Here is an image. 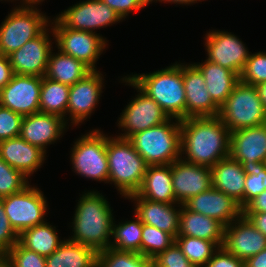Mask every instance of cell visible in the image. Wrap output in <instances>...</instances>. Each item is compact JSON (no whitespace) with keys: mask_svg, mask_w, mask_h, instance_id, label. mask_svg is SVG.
<instances>
[{"mask_svg":"<svg viewBox=\"0 0 266 267\" xmlns=\"http://www.w3.org/2000/svg\"><path fill=\"white\" fill-rule=\"evenodd\" d=\"M45 198L39 188L30 184L18 193L1 198L10 225L18 235L45 222L48 206Z\"/></svg>","mask_w":266,"mask_h":267,"instance_id":"obj_11","label":"cell"},{"mask_svg":"<svg viewBox=\"0 0 266 267\" xmlns=\"http://www.w3.org/2000/svg\"><path fill=\"white\" fill-rule=\"evenodd\" d=\"M152 1L153 2H157V1H159V2H170V3H174V4H184V5H191L192 3H195V2H197V1H201V0H148V2H149V4H150V2L152 3Z\"/></svg>","mask_w":266,"mask_h":267,"instance_id":"obj_51","label":"cell"},{"mask_svg":"<svg viewBox=\"0 0 266 267\" xmlns=\"http://www.w3.org/2000/svg\"><path fill=\"white\" fill-rule=\"evenodd\" d=\"M122 81L134 87L138 93L126 108L122 111L118 122L119 128L124 133L117 137L129 139L133 134L144 131L148 128L158 126L170 119L167 113L159 104L144 93L128 75L121 78Z\"/></svg>","mask_w":266,"mask_h":267,"instance_id":"obj_10","label":"cell"},{"mask_svg":"<svg viewBox=\"0 0 266 267\" xmlns=\"http://www.w3.org/2000/svg\"><path fill=\"white\" fill-rule=\"evenodd\" d=\"M113 210L106 198L97 191H88L78 200L74 220L72 242L90 246L97 252L110 247L112 242Z\"/></svg>","mask_w":266,"mask_h":267,"instance_id":"obj_2","label":"cell"},{"mask_svg":"<svg viewBox=\"0 0 266 267\" xmlns=\"http://www.w3.org/2000/svg\"><path fill=\"white\" fill-rule=\"evenodd\" d=\"M245 267H266V248L245 261Z\"/></svg>","mask_w":266,"mask_h":267,"instance_id":"obj_49","label":"cell"},{"mask_svg":"<svg viewBox=\"0 0 266 267\" xmlns=\"http://www.w3.org/2000/svg\"><path fill=\"white\" fill-rule=\"evenodd\" d=\"M37 4L39 2H23L6 16L0 25V55L8 57L27 41L39 36L48 24L52 25L49 22L51 18L34 6Z\"/></svg>","mask_w":266,"mask_h":267,"instance_id":"obj_6","label":"cell"},{"mask_svg":"<svg viewBox=\"0 0 266 267\" xmlns=\"http://www.w3.org/2000/svg\"><path fill=\"white\" fill-rule=\"evenodd\" d=\"M127 199L135 201L134 214L143 224L154 226L171 234L174 238L177 237L182 204L147 200L139 197L136 193L129 195ZM173 205L179 208H175Z\"/></svg>","mask_w":266,"mask_h":267,"instance_id":"obj_23","label":"cell"},{"mask_svg":"<svg viewBox=\"0 0 266 267\" xmlns=\"http://www.w3.org/2000/svg\"><path fill=\"white\" fill-rule=\"evenodd\" d=\"M136 218V219H135ZM132 221L112 223V240L110 247L120 251L138 252L141 254L143 223L135 215Z\"/></svg>","mask_w":266,"mask_h":267,"instance_id":"obj_33","label":"cell"},{"mask_svg":"<svg viewBox=\"0 0 266 267\" xmlns=\"http://www.w3.org/2000/svg\"><path fill=\"white\" fill-rule=\"evenodd\" d=\"M180 127L183 161L211 168L229 157L231 132L218 116L181 119Z\"/></svg>","mask_w":266,"mask_h":267,"instance_id":"obj_1","label":"cell"},{"mask_svg":"<svg viewBox=\"0 0 266 267\" xmlns=\"http://www.w3.org/2000/svg\"><path fill=\"white\" fill-rule=\"evenodd\" d=\"M103 77L99 70H92L70 86L66 115L69 114L72 125H78L91 116L102 96Z\"/></svg>","mask_w":266,"mask_h":267,"instance_id":"obj_17","label":"cell"},{"mask_svg":"<svg viewBox=\"0 0 266 267\" xmlns=\"http://www.w3.org/2000/svg\"><path fill=\"white\" fill-rule=\"evenodd\" d=\"M45 156L46 152L20 136L0 142V157L27 178L43 165Z\"/></svg>","mask_w":266,"mask_h":267,"instance_id":"obj_24","label":"cell"},{"mask_svg":"<svg viewBox=\"0 0 266 267\" xmlns=\"http://www.w3.org/2000/svg\"><path fill=\"white\" fill-rule=\"evenodd\" d=\"M44 0H22V2H43Z\"/></svg>","mask_w":266,"mask_h":267,"instance_id":"obj_53","label":"cell"},{"mask_svg":"<svg viewBox=\"0 0 266 267\" xmlns=\"http://www.w3.org/2000/svg\"><path fill=\"white\" fill-rule=\"evenodd\" d=\"M243 213H266V190L252 199L243 208Z\"/></svg>","mask_w":266,"mask_h":267,"instance_id":"obj_46","label":"cell"},{"mask_svg":"<svg viewBox=\"0 0 266 267\" xmlns=\"http://www.w3.org/2000/svg\"><path fill=\"white\" fill-rule=\"evenodd\" d=\"M175 243L186 258L197 267H204L219 249V246L214 241L189 236H177Z\"/></svg>","mask_w":266,"mask_h":267,"instance_id":"obj_34","label":"cell"},{"mask_svg":"<svg viewBox=\"0 0 266 267\" xmlns=\"http://www.w3.org/2000/svg\"><path fill=\"white\" fill-rule=\"evenodd\" d=\"M152 264L156 267H197L186 258L175 242L163 252L158 253L152 259Z\"/></svg>","mask_w":266,"mask_h":267,"instance_id":"obj_41","label":"cell"},{"mask_svg":"<svg viewBox=\"0 0 266 267\" xmlns=\"http://www.w3.org/2000/svg\"><path fill=\"white\" fill-rule=\"evenodd\" d=\"M144 93L156 101L170 118H186V96L181 64L149 74L128 76Z\"/></svg>","mask_w":266,"mask_h":267,"instance_id":"obj_3","label":"cell"},{"mask_svg":"<svg viewBox=\"0 0 266 267\" xmlns=\"http://www.w3.org/2000/svg\"><path fill=\"white\" fill-rule=\"evenodd\" d=\"M218 117L230 132L266 123V109L257 87L239 81L220 106Z\"/></svg>","mask_w":266,"mask_h":267,"instance_id":"obj_7","label":"cell"},{"mask_svg":"<svg viewBox=\"0 0 266 267\" xmlns=\"http://www.w3.org/2000/svg\"><path fill=\"white\" fill-rule=\"evenodd\" d=\"M212 187L232 197L244 208V188L247 170L230 156L210 168Z\"/></svg>","mask_w":266,"mask_h":267,"instance_id":"obj_25","label":"cell"},{"mask_svg":"<svg viewBox=\"0 0 266 267\" xmlns=\"http://www.w3.org/2000/svg\"><path fill=\"white\" fill-rule=\"evenodd\" d=\"M74 143L70 161L75 172L85 178L109 183L107 135L94 129Z\"/></svg>","mask_w":266,"mask_h":267,"instance_id":"obj_8","label":"cell"},{"mask_svg":"<svg viewBox=\"0 0 266 267\" xmlns=\"http://www.w3.org/2000/svg\"><path fill=\"white\" fill-rule=\"evenodd\" d=\"M23 116L0 106V142L18 137Z\"/></svg>","mask_w":266,"mask_h":267,"instance_id":"obj_42","label":"cell"},{"mask_svg":"<svg viewBox=\"0 0 266 267\" xmlns=\"http://www.w3.org/2000/svg\"><path fill=\"white\" fill-rule=\"evenodd\" d=\"M136 194L147 200L178 203L173 191L171 164L148 166L142 185Z\"/></svg>","mask_w":266,"mask_h":267,"instance_id":"obj_28","label":"cell"},{"mask_svg":"<svg viewBox=\"0 0 266 267\" xmlns=\"http://www.w3.org/2000/svg\"><path fill=\"white\" fill-rule=\"evenodd\" d=\"M181 70L186 96V118L218 116L220 107L210 97L202 73L193 64L181 63Z\"/></svg>","mask_w":266,"mask_h":267,"instance_id":"obj_20","label":"cell"},{"mask_svg":"<svg viewBox=\"0 0 266 267\" xmlns=\"http://www.w3.org/2000/svg\"><path fill=\"white\" fill-rule=\"evenodd\" d=\"M256 87L259 92V96L262 101V104L264 105L266 109V81L258 84Z\"/></svg>","mask_w":266,"mask_h":267,"instance_id":"obj_50","label":"cell"},{"mask_svg":"<svg viewBox=\"0 0 266 267\" xmlns=\"http://www.w3.org/2000/svg\"><path fill=\"white\" fill-rule=\"evenodd\" d=\"M111 9H113L122 19H125L128 14L141 10L146 7L148 0H101Z\"/></svg>","mask_w":266,"mask_h":267,"instance_id":"obj_44","label":"cell"},{"mask_svg":"<svg viewBox=\"0 0 266 267\" xmlns=\"http://www.w3.org/2000/svg\"><path fill=\"white\" fill-rule=\"evenodd\" d=\"M107 159L109 182L127 198L141 187L148 165L128 139L108 137Z\"/></svg>","mask_w":266,"mask_h":267,"instance_id":"obj_5","label":"cell"},{"mask_svg":"<svg viewBox=\"0 0 266 267\" xmlns=\"http://www.w3.org/2000/svg\"><path fill=\"white\" fill-rule=\"evenodd\" d=\"M14 267H46V257L17 242L5 255Z\"/></svg>","mask_w":266,"mask_h":267,"instance_id":"obj_39","label":"cell"},{"mask_svg":"<svg viewBox=\"0 0 266 267\" xmlns=\"http://www.w3.org/2000/svg\"><path fill=\"white\" fill-rule=\"evenodd\" d=\"M240 81L257 86L266 81V52L250 53L241 74Z\"/></svg>","mask_w":266,"mask_h":267,"instance_id":"obj_38","label":"cell"},{"mask_svg":"<svg viewBox=\"0 0 266 267\" xmlns=\"http://www.w3.org/2000/svg\"><path fill=\"white\" fill-rule=\"evenodd\" d=\"M69 29L94 32L123 20L101 0H86L69 7L56 16Z\"/></svg>","mask_w":266,"mask_h":267,"instance_id":"obj_12","label":"cell"},{"mask_svg":"<svg viewBox=\"0 0 266 267\" xmlns=\"http://www.w3.org/2000/svg\"><path fill=\"white\" fill-rule=\"evenodd\" d=\"M221 247L246 261L266 248V237L242 214L225 226Z\"/></svg>","mask_w":266,"mask_h":267,"instance_id":"obj_18","label":"cell"},{"mask_svg":"<svg viewBox=\"0 0 266 267\" xmlns=\"http://www.w3.org/2000/svg\"><path fill=\"white\" fill-rule=\"evenodd\" d=\"M18 242V234L11 227L0 199V256H4Z\"/></svg>","mask_w":266,"mask_h":267,"instance_id":"obj_43","label":"cell"},{"mask_svg":"<svg viewBox=\"0 0 266 267\" xmlns=\"http://www.w3.org/2000/svg\"><path fill=\"white\" fill-rule=\"evenodd\" d=\"M264 190H266V165L248 169L244 188V207Z\"/></svg>","mask_w":266,"mask_h":267,"instance_id":"obj_40","label":"cell"},{"mask_svg":"<svg viewBox=\"0 0 266 267\" xmlns=\"http://www.w3.org/2000/svg\"><path fill=\"white\" fill-rule=\"evenodd\" d=\"M193 65L202 73L210 97L220 107L240 81L239 75L207 59Z\"/></svg>","mask_w":266,"mask_h":267,"instance_id":"obj_27","label":"cell"},{"mask_svg":"<svg viewBox=\"0 0 266 267\" xmlns=\"http://www.w3.org/2000/svg\"><path fill=\"white\" fill-rule=\"evenodd\" d=\"M27 185L28 178L0 157V199L22 191Z\"/></svg>","mask_w":266,"mask_h":267,"instance_id":"obj_37","label":"cell"},{"mask_svg":"<svg viewBox=\"0 0 266 267\" xmlns=\"http://www.w3.org/2000/svg\"><path fill=\"white\" fill-rule=\"evenodd\" d=\"M67 124L58 115L37 112L23 116L19 136L46 152V146L61 138Z\"/></svg>","mask_w":266,"mask_h":267,"instance_id":"obj_22","label":"cell"},{"mask_svg":"<svg viewBox=\"0 0 266 267\" xmlns=\"http://www.w3.org/2000/svg\"><path fill=\"white\" fill-rule=\"evenodd\" d=\"M175 242V238L158 228L143 224L141 238V254L153 259L158 253L163 252Z\"/></svg>","mask_w":266,"mask_h":267,"instance_id":"obj_36","label":"cell"},{"mask_svg":"<svg viewBox=\"0 0 266 267\" xmlns=\"http://www.w3.org/2000/svg\"><path fill=\"white\" fill-rule=\"evenodd\" d=\"M152 259L138 252L120 251L111 247L98 252L97 267H150Z\"/></svg>","mask_w":266,"mask_h":267,"instance_id":"obj_35","label":"cell"},{"mask_svg":"<svg viewBox=\"0 0 266 267\" xmlns=\"http://www.w3.org/2000/svg\"><path fill=\"white\" fill-rule=\"evenodd\" d=\"M55 226L45 221L22 231L18 242L25 248L35 251L43 257H48L64 241L59 239Z\"/></svg>","mask_w":266,"mask_h":267,"instance_id":"obj_31","label":"cell"},{"mask_svg":"<svg viewBox=\"0 0 266 267\" xmlns=\"http://www.w3.org/2000/svg\"><path fill=\"white\" fill-rule=\"evenodd\" d=\"M14 75V71L11 67L9 57L0 55V90L10 82Z\"/></svg>","mask_w":266,"mask_h":267,"instance_id":"obj_47","label":"cell"},{"mask_svg":"<svg viewBox=\"0 0 266 267\" xmlns=\"http://www.w3.org/2000/svg\"><path fill=\"white\" fill-rule=\"evenodd\" d=\"M53 39L62 53L81 61L91 70H97L95 64L103 53L107 40L100 34L66 28L57 18H53Z\"/></svg>","mask_w":266,"mask_h":267,"instance_id":"obj_9","label":"cell"},{"mask_svg":"<svg viewBox=\"0 0 266 267\" xmlns=\"http://www.w3.org/2000/svg\"><path fill=\"white\" fill-rule=\"evenodd\" d=\"M42 77L14 74L0 90V106L22 116L40 112Z\"/></svg>","mask_w":266,"mask_h":267,"instance_id":"obj_13","label":"cell"},{"mask_svg":"<svg viewBox=\"0 0 266 267\" xmlns=\"http://www.w3.org/2000/svg\"><path fill=\"white\" fill-rule=\"evenodd\" d=\"M175 200L185 204L191 197L212 187L210 167L191 164L181 158L171 164Z\"/></svg>","mask_w":266,"mask_h":267,"instance_id":"obj_19","label":"cell"},{"mask_svg":"<svg viewBox=\"0 0 266 267\" xmlns=\"http://www.w3.org/2000/svg\"><path fill=\"white\" fill-rule=\"evenodd\" d=\"M229 156L248 169L266 163V123L230 133Z\"/></svg>","mask_w":266,"mask_h":267,"instance_id":"obj_16","label":"cell"},{"mask_svg":"<svg viewBox=\"0 0 266 267\" xmlns=\"http://www.w3.org/2000/svg\"><path fill=\"white\" fill-rule=\"evenodd\" d=\"M225 226L218 220L189 210L182 204L177 236H189L223 244Z\"/></svg>","mask_w":266,"mask_h":267,"instance_id":"obj_26","label":"cell"},{"mask_svg":"<svg viewBox=\"0 0 266 267\" xmlns=\"http://www.w3.org/2000/svg\"><path fill=\"white\" fill-rule=\"evenodd\" d=\"M184 205L193 212L218 220L224 226L243 214L239 203L214 187L191 197Z\"/></svg>","mask_w":266,"mask_h":267,"instance_id":"obj_21","label":"cell"},{"mask_svg":"<svg viewBox=\"0 0 266 267\" xmlns=\"http://www.w3.org/2000/svg\"><path fill=\"white\" fill-rule=\"evenodd\" d=\"M205 41L207 60L228 68L240 76L250 56L245 44L234 34L220 30L209 31Z\"/></svg>","mask_w":266,"mask_h":267,"instance_id":"obj_14","label":"cell"},{"mask_svg":"<svg viewBox=\"0 0 266 267\" xmlns=\"http://www.w3.org/2000/svg\"><path fill=\"white\" fill-rule=\"evenodd\" d=\"M97 255L92 247L66 239L46 257V267H97Z\"/></svg>","mask_w":266,"mask_h":267,"instance_id":"obj_29","label":"cell"},{"mask_svg":"<svg viewBox=\"0 0 266 267\" xmlns=\"http://www.w3.org/2000/svg\"><path fill=\"white\" fill-rule=\"evenodd\" d=\"M46 28L39 36L27 41L17 51L11 53L8 57L14 74L32 75L43 77L46 74L49 56L52 50V40Z\"/></svg>","mask_w":266,"mask_h":267,"instance_id":"obj_15","label":"cell"},{"mask_svg":"<svg viewBox=\"0 0 266 267\" xmlns=\"http://www.w3.org/2000/svg\"><path fill=\"white\" fill-rule=\"evenodd\" d=\"M91 71L81 61L58 50V53L51 52L49 56L45 77L71 86L83 79Z\"/></svg>","mask_w":266,"mask_h":267,"instance_id":"obj_30","label":"cell"},{"mask_svg":"<svg viewBox=\"0 0 266 267\" xmlns=\"http://www.w3.org/2000/svg\"><path fill=\"white\" fill-rule=\"evenodd\" d=\"M128 140L148 166L169 165L182 156L180 119L170 118L158 126L133 134Z\"/></svg>","mask_w":266,"mask_h":267,"instance_id":"obj_4","label":"cell"},{"mask_svg":"<svg viewBox=\"0 0 266 267\" xmlns=\"http://www.w3.org/2000/svg\"><path fill=\"white\" fill-rule=\"evenodd\" d=\"M204 267H245V261L219 247Z\"/></svg>","mask_w":266,"mask_h":267,"instance_id":"obj_45","label":"cell"},{"mask_svg":"<svg viewBox=\"0 0 266 267\" xmlns=\"http://www.w3.org/2000/svg\"><path fill=\"white\" fill-rule=\"evenodd\" d=\"M69 90V85L43 76L39 98L40 112L58 115L67 123L68 120L65 115L68 107Z\"/></svg>","mask_w":266,"mask_h":267,"instance_id":"obj_32","label":"cell"},{"mask_svg":"<svg viewBox=\"0 0 266 267\" xmlns=\"http://www.w3.org/2000/svg\"><path fill=\"white\" fill-rule=\"evenodd\" d=\"M243 215L266 237V213H243Z\"/></svg>","mask_w":266,"mask_h":267,"instance_id":"obj_48","label":"cell"},{"mask_svg":"<svg viewBox=\"0 0 266 267\" xmlns=\"http://www.w3.org/2000/svg\"><path fill=\"white\" fill-rule=\"evenodd\" d=\"M0 267H14V266L5 256H0Z\"/></svg>","mask_w":266,"mask_h":267,"instance_id":"obj_52","label":"cell"}]
</instances>
